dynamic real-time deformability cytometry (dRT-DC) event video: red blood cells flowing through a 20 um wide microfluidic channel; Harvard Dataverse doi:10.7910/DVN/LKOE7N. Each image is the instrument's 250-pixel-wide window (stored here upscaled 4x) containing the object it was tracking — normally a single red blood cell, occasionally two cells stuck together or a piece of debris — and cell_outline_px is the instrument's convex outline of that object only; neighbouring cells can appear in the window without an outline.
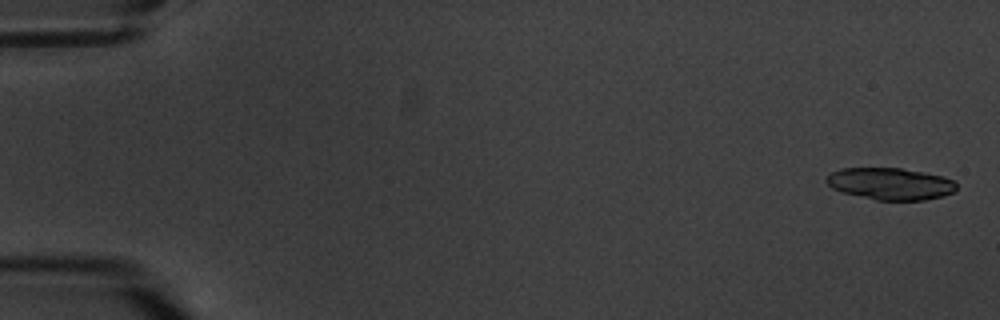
{"species": "common noctule bat (a hibernating species)", "species_latin": "Nyctalus noctula", "temperature_condition": "warm", "stored_images_in_passage": 8, "camera_frame_rate_fps": 3000, "um_per_image_px": 0.085, "animal": {"sex": "male", "body_mass_g": 20.1, "forearm_length_mm": 53.5}, "frame": {"image": 1, "passage_image": 1, "time_ms": 0.0, "image_size_px": [1000, 320], "cell_outline_px": [[956, 192], [944, 196], [924, 200], [876, 200], [844, 192], [832, 188], [824, 180], [832, 172], [840, 168], [900, 168], [924, 172], [944, 176], [952, 180], [956, 184]], "centroid_in_image_um": [75.71, 15.62], "position_along_channel_um": 9.3, "area_um2": 24.22}}
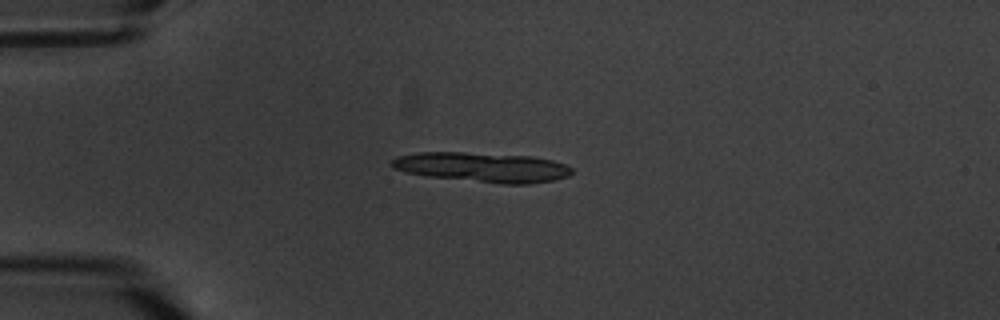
{"frame": {"image": 2, "passage_image": 5, "time_ms": 4.667, "image_size_px": [1000, 320], "cell_outline_px": [[572, 172], [568, 176], [552, 180], [528, 184], [500, 184], [428, 176], [404, 172], [392, 168], [388, 164], [396, 156], [420, 152], [464, 152], [532, 156], [552, 160], [564, 164], [572, 168]], "centroid_in_image_um": [40.96, 14.21], "position_along_channel_um": 44.0, "area_um2": 31.33}}